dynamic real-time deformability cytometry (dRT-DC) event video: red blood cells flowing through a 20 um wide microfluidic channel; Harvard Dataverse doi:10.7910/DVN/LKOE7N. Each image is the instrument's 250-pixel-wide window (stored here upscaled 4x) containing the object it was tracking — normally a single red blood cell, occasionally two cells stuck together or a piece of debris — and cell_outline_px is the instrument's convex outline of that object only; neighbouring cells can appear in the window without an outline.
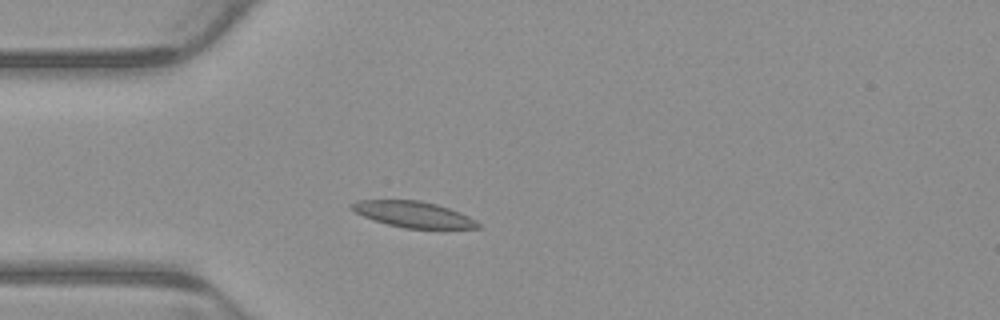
{"species": "common noctule bat (a hibernating species)", "species_latin": "Nyctalus noctula", "temperature_condition": "warm", "stored_images_in_passage": 3, "camera_frame_rate_fps": 3000, "um_per_image_px": 0.085, "animal": {"sex": "male", "body_mass_g": 23.1, "forearm_length_mm": 52.7}, "frame": {"image": 1, "passage_image": 3, "time_ms": 0.667, "image_size_px": [1000, 320], "cell_outline_px": [[484, 228], [404, 228], [372, 220], [348, 208], [348, 204], [356, 200], [420, 200], [436, 204], [460, 212], [476, 220]], "centroid_in_image_um": [35.1, 18.21], "position_along_channel_um": 49.9, "area_um2": 19.19}}